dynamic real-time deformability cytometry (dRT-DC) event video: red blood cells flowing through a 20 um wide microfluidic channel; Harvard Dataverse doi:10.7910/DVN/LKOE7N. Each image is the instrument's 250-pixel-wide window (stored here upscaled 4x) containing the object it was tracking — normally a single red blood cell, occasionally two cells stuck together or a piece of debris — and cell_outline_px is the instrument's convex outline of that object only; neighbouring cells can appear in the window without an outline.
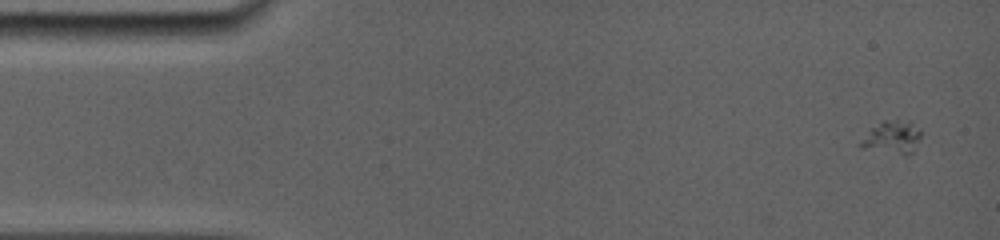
{"species": "common noctule bat (a hibernating species)", "species_latin": "Nyctalus noctula", "temperature_condition": "room temperature", "stored_images_in_passage": 6, "camera_frame_rate_fps": 5000, "um_per_image_px": 0.085, "animal": {"sex": "female", "body_mass_g": 19.0, "forearm_length_mm": 56.7}, "frame": {"image": 1, "passage_image": 1, "time_ms": 0.0, "image_size_px": [1000, 240], "cell_outline_px": [[920, 136], [912, 152], [908, 156], [904, 156], [860, 148], [860, 144], [872, 128], [884, 120], [912, 120], [920, 132]], "centroid_in_image_um": [75.87, 11.69], "position_along_channel_um": 9.1, "area_um2": 11.5}}
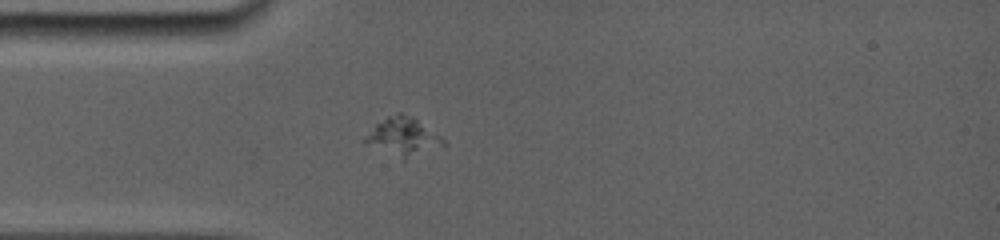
{"frame": {"image": 2, "passage_image": 5, "time_ms": 4.0, "image_size_px": [1000, 240], "cell_outline_px": [[448, 144], [404, 160], [364, 140], [364, 136], [376, 124], [388, 116], [396, 112], [400, 112], [416, 120], [440, 136]], "centroid_in_image_um": [34.3, 11.61], "position_along_channel_um": 50.7, "area_um2": 16.47}}